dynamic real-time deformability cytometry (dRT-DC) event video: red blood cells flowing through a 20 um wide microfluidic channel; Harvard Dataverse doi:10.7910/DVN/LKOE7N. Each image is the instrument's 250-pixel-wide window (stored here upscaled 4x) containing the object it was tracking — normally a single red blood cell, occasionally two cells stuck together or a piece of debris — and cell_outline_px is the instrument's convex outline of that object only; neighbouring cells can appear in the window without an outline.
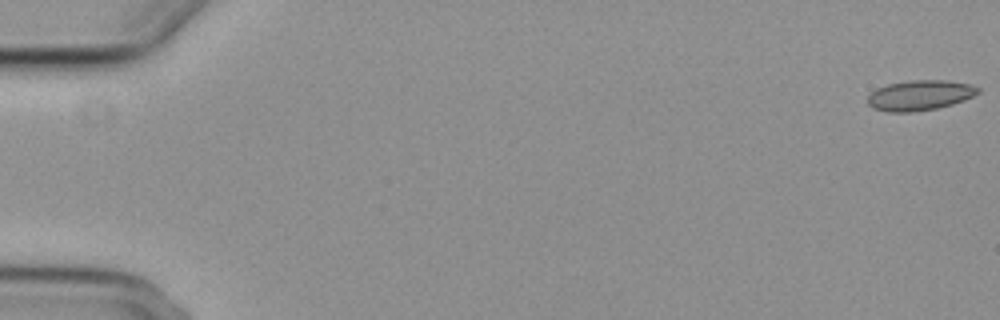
{"species": "common noctule bat (a hibernating species)", "species_latin": "Nyctalus noctula", "temperature_condition": "cold", "stored_images_in_passage": 57, "camera_frame_rate_fps": 3000, "um_per_image_px": 0.085, "animal": {"sex": "female", "body_mass_g": 29.2, "forearm_length_mm": 56.3}, "frame": {"image": 1, "passage_image": 1, "time_ms": 0.0, "image_size_px": [1000, 320], "cell_outline_px": [[980, 92], [964, 100], [952, 104], [936, 108], [912, 112], [888, 112], [872, 108], [868, 104], [868, 96], [876, 88], [888, 84], [912, 80], [948, 80], [968, 84], [980, 88]], "centroid_in_image_um": [78.17, 8.1], "position_along_channel_um": 6.8, "area_um2": 19.36}}
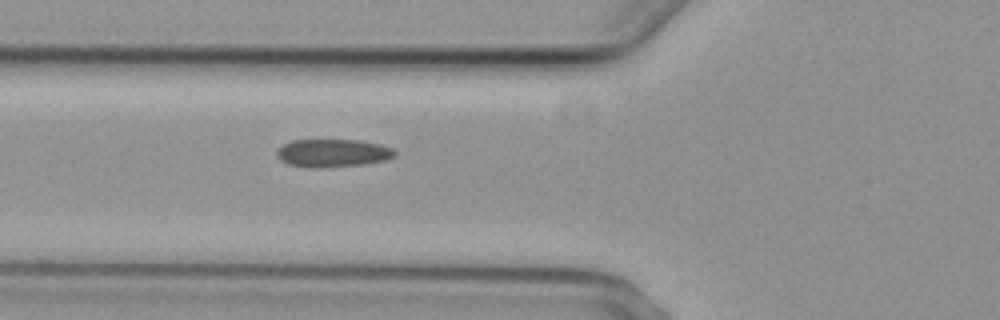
{"frame": {"image": 2, "passage_image": 22, "time_ms": 7.0, "image_size_px": [1000, 320], "cell_outline_px": [[396, 156], [384, 160], [364, 164], [320, 168], [312, 168], [288, 164], [280, 160], [276, 156], [276, 152], [284, 144], [292, 140], [360, 140], [380, 144], [392, 148], [396, 152]], "centroid_in_image_um": [28.28, 13.01], "position_along_channel_um": 97.5, "area_um2": 19.25}}
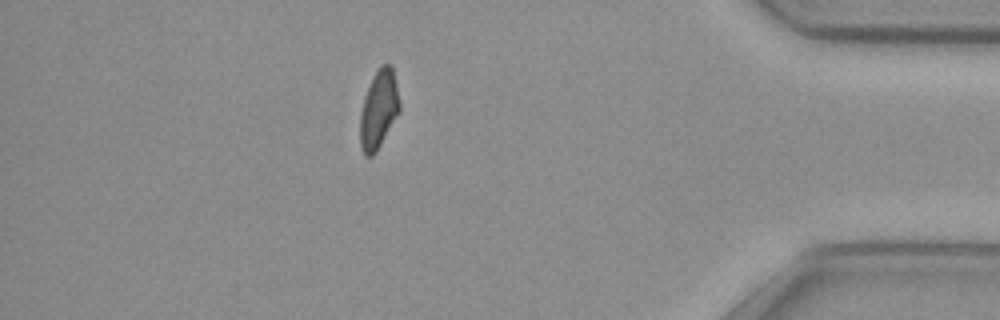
{"frame": {"image": 3, "passage_image": 50, "time_ms": 16.333, "image_size_px": [1000, 320], "cell_outline_px": [[400, 112], [376, 152], [372, 156], [364, 156], [360, 148], [360, 112], [364, 96], [372, 76], [380, 64], [392, 64], [400, 104]], "centroid_in_image_um": [32.18, 9.29], "position_along_channel_um": 403.0, "area_um2": 18.32}, "authors_computed_cell_mechanics": {"area_um2": 18.9584, "velocity_mm_per_s": 3.7134, "shape_relaxation_time_tau1_ms": null, "shape_relaxation_time_tau2_ms": 3.1317, "deformation_change_tau1": null, "deformation_change_tau2": 0.0703}}